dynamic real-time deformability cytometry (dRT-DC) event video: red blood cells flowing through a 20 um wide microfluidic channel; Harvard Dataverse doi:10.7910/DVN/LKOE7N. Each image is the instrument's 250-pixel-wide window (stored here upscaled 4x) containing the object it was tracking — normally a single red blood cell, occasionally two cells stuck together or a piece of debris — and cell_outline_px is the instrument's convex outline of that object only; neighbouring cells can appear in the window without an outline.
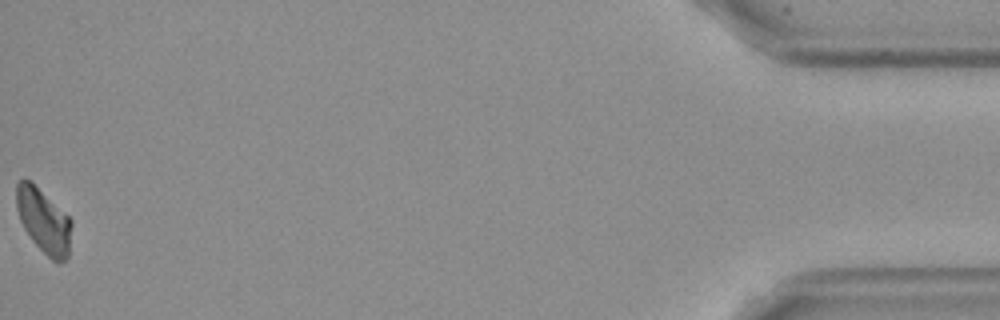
{"species": "Egyptian fruit bat (a non-hibernating species)", "species_latin": "Rousettus aegyptiacus", "temperature_condition": "cold", "stored_images_in_passage": 39, "camera_frame_rate_fps": 3000, "um_per_image_px": 0.085, "frame": {"image": 1, "passage_image": 39, "time_ms": 12.667, "image_size_px": [1000, 320], "cell_outline_px": [[72, 224], [68, 256], [60, 264], [56, 264], [32, 240], [24, 228], [20, 220], [16, 208], [16, 184], [20, 180], [32, 180], [72, 220]], "centroid_in_image_um": [3.71, 18.76], "position_along_channel_um": 431.5, "area_um2": 20.81}, "authors_computed_cell_mechanics": {"area_um2": 22.1374, "velocity_mm_per_s": 3.5647, "shape_relaxation_time_tau1_ms": null, "shape_relaxation_time_tau2_ms": 11.2998, "deformation_change_tau1": null, "deformation_change_tau2": 0.2592}}